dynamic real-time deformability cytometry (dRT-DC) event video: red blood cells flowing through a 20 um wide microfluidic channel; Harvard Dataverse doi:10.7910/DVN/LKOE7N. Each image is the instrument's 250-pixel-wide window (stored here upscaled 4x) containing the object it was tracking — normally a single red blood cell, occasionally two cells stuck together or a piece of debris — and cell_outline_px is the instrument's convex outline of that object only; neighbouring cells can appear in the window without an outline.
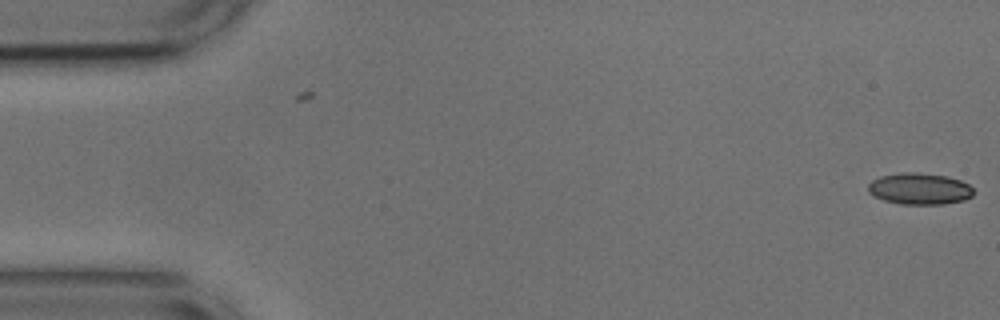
{"species": "common noctule bat (a hibernating species)", "species_latin": "Nyctalus noctula", "temperature_condition": "cold", "stored_images_in_passage": 5, "camera_frame_rate_fps": 3000, "um_per_image_px": 0.085, "animal": {"sex": "male", "body_mass_g": 17.9, "forearm_length_mm": 54.2}, "frame": {"image": 1, "passage_image": 5, "time_ms": 1.333, "image_size_px": [1000, 320], "cell_outline_px": [[976, 192], [972, 196], [964, 200], [944, 204], [900, 204], [884, 200], [868, 192], [868, 184], [872, 180], [880, 176], [904, 172], [916, 172], [948, 176], [960, 180], [968, 184]], "centroid_in_image_um": [78.19, 16.04], "position_along_channel_um": 6.8, "area_um2": 19.42}}